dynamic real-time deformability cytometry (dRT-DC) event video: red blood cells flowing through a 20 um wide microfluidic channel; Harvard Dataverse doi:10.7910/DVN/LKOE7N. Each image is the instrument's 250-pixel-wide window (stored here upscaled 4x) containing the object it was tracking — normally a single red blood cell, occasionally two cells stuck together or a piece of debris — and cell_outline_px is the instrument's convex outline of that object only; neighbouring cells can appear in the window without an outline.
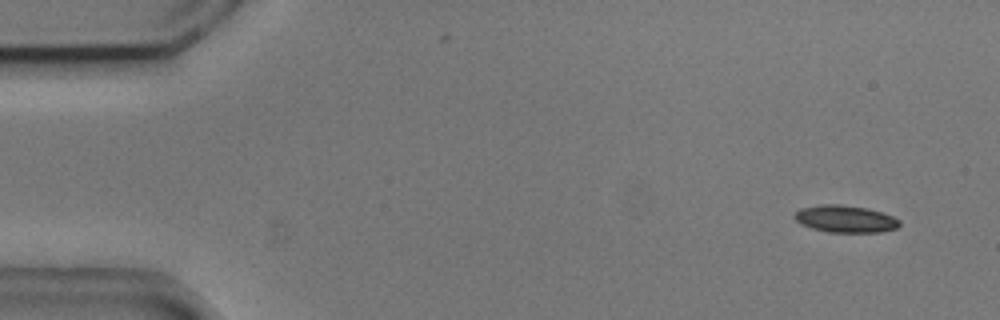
{"species": "common noctule bat (a hibernating species)", "species_latin": "Nyctalus noctula", "temperature_condition": "cold", "stored_images_in_passage": 4, "camera_frame_rate_fps": 3000, "um_per_image_px": 0.085, "animal": {"sex": "male", "body_mass_g": 20.5, "forearm_length_mm": 52.5}, "frame": {"image": 1, "passage_image": 1, "time_ms": 0.0, "image_size_px": [1000, 320], "cell_outline_px": [[900, 224], [896, 228], [880, 232], [828, 232], [812, 228], [800, 224], [792, 216], [800, 208], [820, 204], [840, 204], [868, 208], [892, 216], [900, 220]], "centroid_in_image_um": [71.82, 18.6], "position_along_channel_um": 13.2, "area_um2": 16.65}}
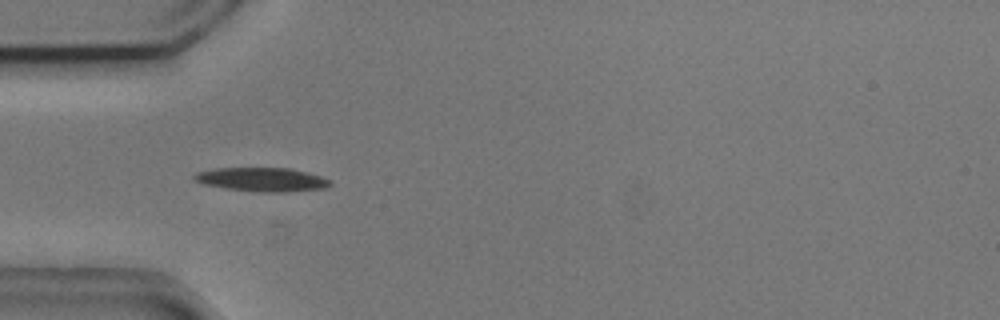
{"frame": {"image": 2, "passage_image": 4, "time_ms": 1.0, "image_size_px": [1000, 320], "cell_outline_px": [[332, 184], [328, 188], [284, 192], [256, 192], [228, 188], [204, 184], [196, 180], [192, 176], [196, 172], [212, 168], [292, 168], [320, 176], [328, 180]], "centroid_in_image_um": [22.28, 15.25], "position_along_channel_um": 62.7, "area_um2": 18.84}}